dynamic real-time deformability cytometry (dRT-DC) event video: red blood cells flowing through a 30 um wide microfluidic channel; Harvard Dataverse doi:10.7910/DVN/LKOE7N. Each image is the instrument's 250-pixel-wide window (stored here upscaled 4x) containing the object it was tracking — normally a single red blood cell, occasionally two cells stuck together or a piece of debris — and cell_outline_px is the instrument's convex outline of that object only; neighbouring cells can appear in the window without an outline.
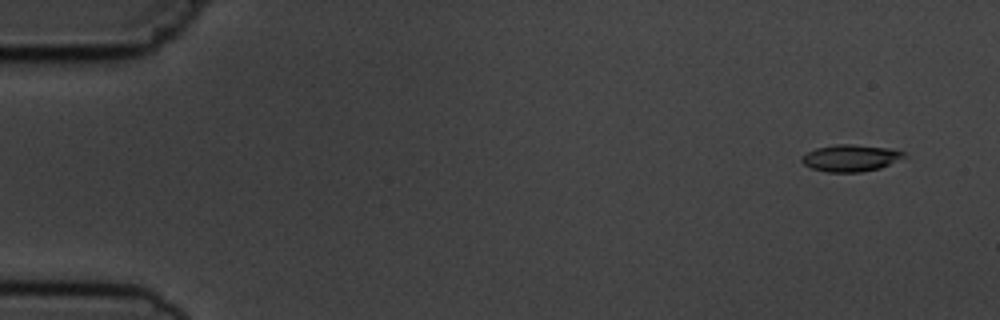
{"species": "common noctule bat (a hibernating species)", "species_latin": "Nyctalus noctula", "temperature_condition": "cold", "stored_images_in_passage": 4, "camera_frame_rate_fps": 3000, "um_per_image_px": 0.085, "animal": {"sex": "male", "body_mass_g": 19.5, "forearm_length_mm": 54.6}, "frame": {"image": 1, "passage_image": 1, "time_ms": 0.0, "image_size_px": [1000, 320], "cell_outline_px": [[904, 156], [880, 168], [860, 172], [828, 172], [812, 168], [804, 164], [800, 160], [800, 156], [816, 148], [836, 144], [848, 144], [888, 148], [904, 152]], "centroid_in_image_um": [72.23, 13.43], "position_along_channel_um": 12.8, "area_um2": 15.66}}
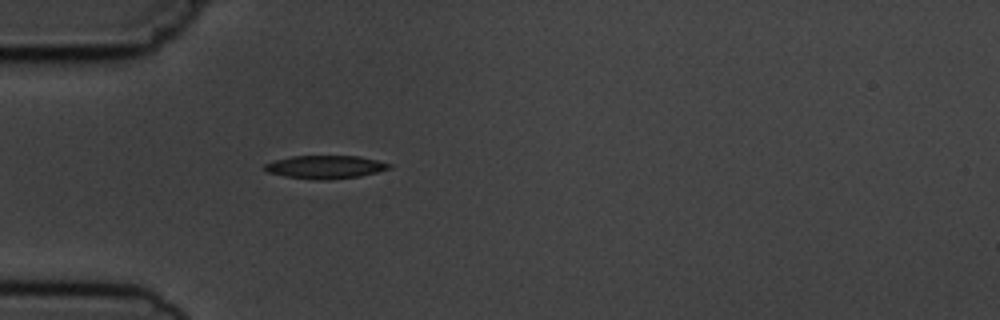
{"frame": {"image": 2, "passage_image": 4, "time_ms": 4.333, "image_size_px": [1000, 320], "cell_outline_px": [[392, 168], [360, 176], [332, 180], [316, 180], [284, 176], [268, 172], [264, 168], [264, 164], [276, 160], [292, 156], [360, 156], [392, 164]], "centroid_in_image_um": [27.67, 14.2], "position_along_channel_um": 57.3, "area_um2": 16.82}}